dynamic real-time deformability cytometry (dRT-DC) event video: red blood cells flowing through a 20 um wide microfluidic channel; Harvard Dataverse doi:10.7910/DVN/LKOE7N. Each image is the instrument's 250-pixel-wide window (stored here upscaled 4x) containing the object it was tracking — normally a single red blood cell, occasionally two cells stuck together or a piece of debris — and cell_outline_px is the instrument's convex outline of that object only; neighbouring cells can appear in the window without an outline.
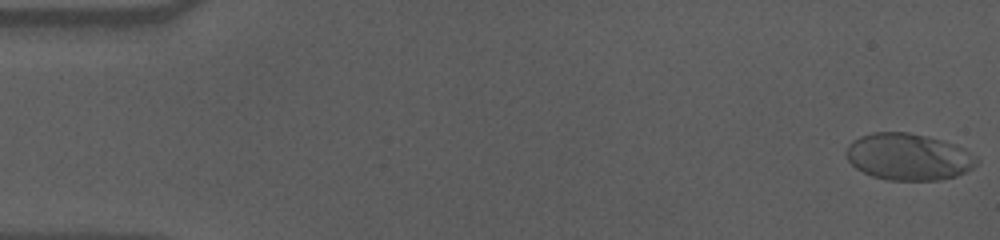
{"species": "human", "species_latin": "Homo sapiens", "temperature_condition": "cold", "stored_images_in_passage": 57, "camera_frame_rate_fps": 3000, "um_per_image_px": 0.085, "donor": {"sex": "male"}, "frame": {"image": 1, "passage_image": 1, "time_ms": 0.0, "image_size_px": [1000, 240], "cell_outline_px": [[980, 160], [972, 168], [956, 176], [940, 180], [888, 180], [872, 176], [856, 168], [848, 160], [844, 152], [848, 144], [852, 140], [860, 136], [872, 132], [908, 132], [944, 140], [956, 144], [964, 148], [976, 156]], "centroid_in_image_um": [77.21, 13.32], "position_along_channel_um": 7.8, "area_um2": 35.84}}
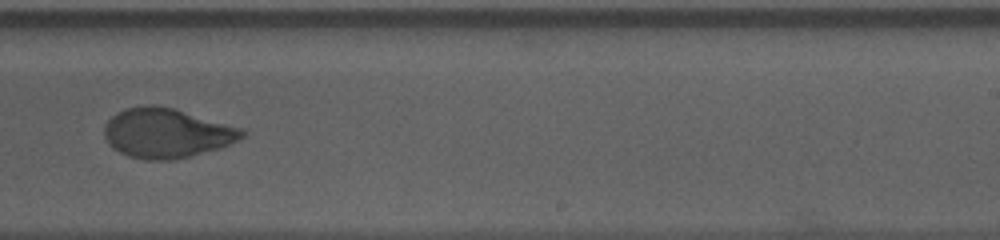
{"frame": {"image": 2, "passage_image": 36, "time_ms": 11.667, "image_size_px": [1000, 240], "cell_outline_px": [[248, 132], [240, 140], [220, 148], [192, 156], [172, 160], [144, 160], [128, 156], [112, 148], [108, 144], [104, 136], [104, 124], [112, 116], [124, 108], [148, 104], [156, 104], [172, 108], [244, 128]], "centroid_in_image_um": [14.17, 11.31], "position_along_channel_um": 274.8, "area_um2": 40.29}}
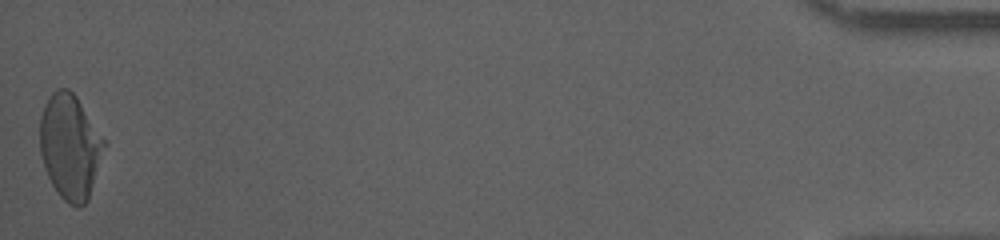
{"frame": {"image": 3, "passage_image": 57, "time_ms": 18.667, "image_size_px": [1000, 240], "cell_outline_px": [[108, 140], [88, 200], [80, 208], [76, 208], [68, 204], [60, 196], [52, 184], [44, 168], [40, 152], [40, 116], [44, 104], [52, 92], [56, 88], [68, 88], [76, 96]], "centroid_in_image_um": [5.98, 12.45], "position_along_channel_um": 429.2, "area_um2": 39.94}, "authors_computed_cell_mechanics": {"area_um2": 38.9572, "velocity_mm_per_s": 3.571, "shape_relaxation_time_tau1_ms": 6.0801, "shape_relaxation_time_tau2_ms": 1.0272, "deformation_change_tau1": 0.1853, "deformation_change_tau2": 0.046}}